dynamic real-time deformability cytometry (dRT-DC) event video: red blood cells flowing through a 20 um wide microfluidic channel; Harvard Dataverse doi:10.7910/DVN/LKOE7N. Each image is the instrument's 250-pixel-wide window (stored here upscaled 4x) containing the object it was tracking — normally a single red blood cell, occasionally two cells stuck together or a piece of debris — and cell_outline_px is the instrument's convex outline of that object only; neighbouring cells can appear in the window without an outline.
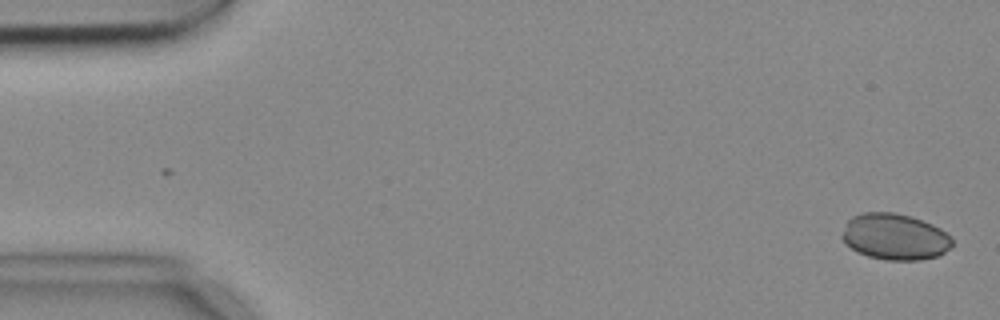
{"species": "common noctule bat (a hibernating species)", "species_latin": "Nyctalus noctula", "temperature_condition": "cold", "stored_images_in_passage": 2, "camera_frame_rate_fps": 3000, "um_per_image_px": 0.085, "animal": {"sex": "female", "body_mass_g": 18.4}, "frame": {"image": 1, "passage_image": 2, "time_ms": 0.333, "image_size_px": [1000, 320], "cell_outline_px": [[952, 244], [944, 252], [936, 256], [920, 260], [884, 260], [868, 256], [856, 252], [840, 236], [848, 220], [852, 216], [864, 212], [892, 212], [912, 216], [932, 224], [940, 228], [952, 236]], "centroid_in_image_um": [76.06, 20.12], "position_along_channel_um": 8.9, "area_um2": 29.71}}